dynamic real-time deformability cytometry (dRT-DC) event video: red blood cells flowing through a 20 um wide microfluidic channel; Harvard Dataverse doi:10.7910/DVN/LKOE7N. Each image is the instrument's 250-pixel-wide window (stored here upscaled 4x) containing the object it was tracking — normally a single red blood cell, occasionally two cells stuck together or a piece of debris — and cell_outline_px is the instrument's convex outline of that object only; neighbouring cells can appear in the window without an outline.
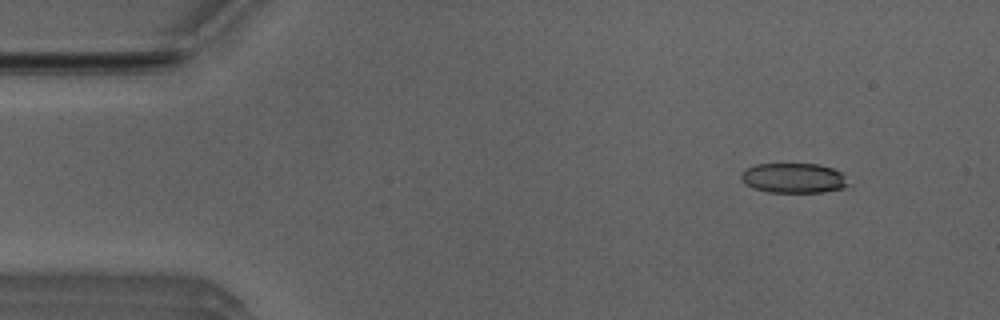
{"species": "Egyptian fruit bat (a non-hibernating species)", "species_latin": "Rousettus aegyptiacus", "temperature_condition": "room temperature", "stored_images_in_passage": 51, "camera_frame_rate_fps": 3000, "um_per_image_px": 0.085, "animal": {"sex": "male"}, "frame": {"image": 1, "passage_image": 5, "time_ms": 1.333, "image_size_px": [1000, 320], "cell_outline_px": [[848, 184], [844, 188], [824, 192], [768, 192], [752, 188], [740, 180], [740, 172], [744, 168], [756, 164], [820, 164], [832, 168], [840, 172], [844, 176]], "centroid_in_image_um": [67.4, 15.13], "position_along_channel_um": 17.6, "area_um2": 18.84}}
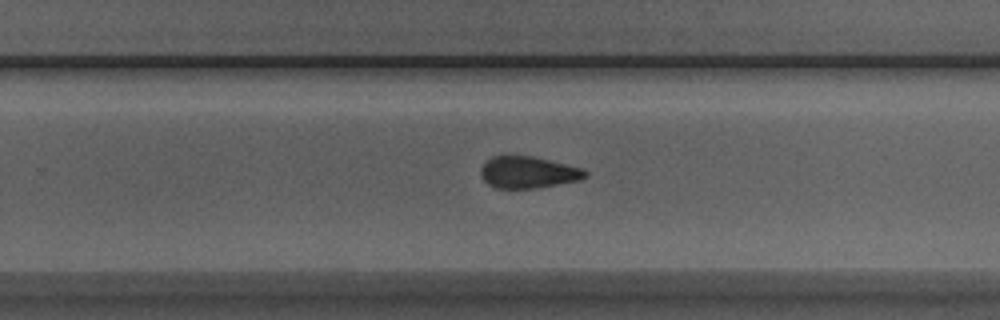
{"frame": {"image": 2, "passage_image": 32, "time_ms": 10.333, "image_size_px": [1000, 320], "cell_outline_px": [[588, 176], [580, 180], [536, 188], [496, 188], [488, 184], [484, 180], [480, 172], [480, 168], [492, 156], [508, 152], [532, 156], [584, 168], [588, 172]], "centroid_in_image_um": [44.88, 14.6], "position_along_channel_um": 284.9, "area_um2": 19.88}}
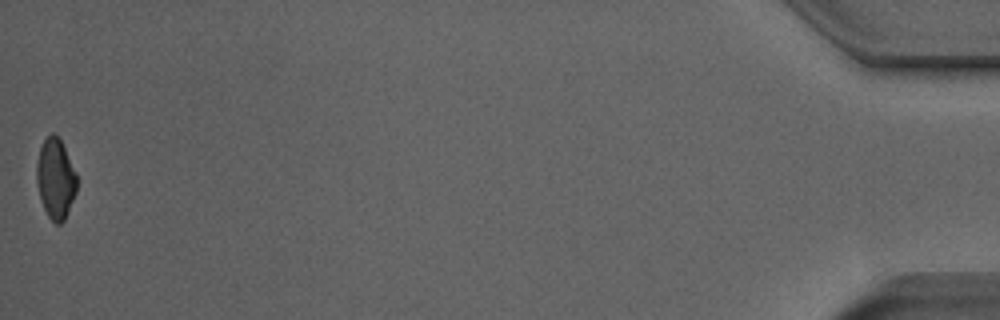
{"frame": {"image": 3, "passage_image": 51, "time_ms": 16.667, "image_size_px": [1000, 320], "cell_outline_px": [[76, 192], [64, 220], [60, 224], [56, 224], [48, 216], [40, 200], [36, 180], [36, 164], [40, 148], [44, 140], [52, 132], [60, 140], [64, 148], [76, 176]], "centroid_in_image_um": [4.69, 15.22], "position_along_channel_um": 430.5, "area_um2": 18.38}, "authors_computed_cell_mechanics": {"area_um2": 19.941, "velocity_mm_per_s": 3.9595, "shape_relaxation_time_tau1_ms": 7.0769, "shape_relaxation_time_tau2_ms": 2.0965, "deformation_change_tau1": 0.1473, "deformation_change_tau2": 0.1001}}